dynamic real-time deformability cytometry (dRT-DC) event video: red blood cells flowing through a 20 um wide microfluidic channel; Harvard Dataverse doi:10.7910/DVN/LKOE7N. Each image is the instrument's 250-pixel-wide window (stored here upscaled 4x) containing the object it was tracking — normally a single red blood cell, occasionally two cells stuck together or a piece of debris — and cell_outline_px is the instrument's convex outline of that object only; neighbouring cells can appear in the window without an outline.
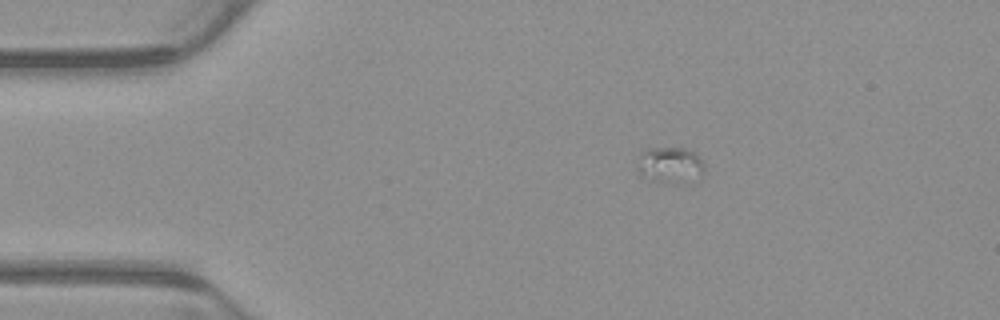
{"species": "common noctule bat (a hibernating species)", "species_latin": "Nyctalus noctula", "temperature_condition": "warm", "stored_images_in_passage": 2, "camera_frame_rate_fps": 3000, "um_per_image_px": 0.085, "animal": {"sex": "male", "body_mass_g": 23.1, "forearm_length_mm": 52.7}, "frame": {"image": 1, "passage_image": 1, "time_ms": 0.0, "image_size_px": [1000, 320], "cell_outline_px": [[704, 172], [640, 172], [636, 168], [640, 152], [648, 148], [684, 148], [692, 152], [704, 164]], "centroid_in_image_um": [56.86, 13.68], "position_along_channel_um": 28.1, "area_um2": 10.29}}